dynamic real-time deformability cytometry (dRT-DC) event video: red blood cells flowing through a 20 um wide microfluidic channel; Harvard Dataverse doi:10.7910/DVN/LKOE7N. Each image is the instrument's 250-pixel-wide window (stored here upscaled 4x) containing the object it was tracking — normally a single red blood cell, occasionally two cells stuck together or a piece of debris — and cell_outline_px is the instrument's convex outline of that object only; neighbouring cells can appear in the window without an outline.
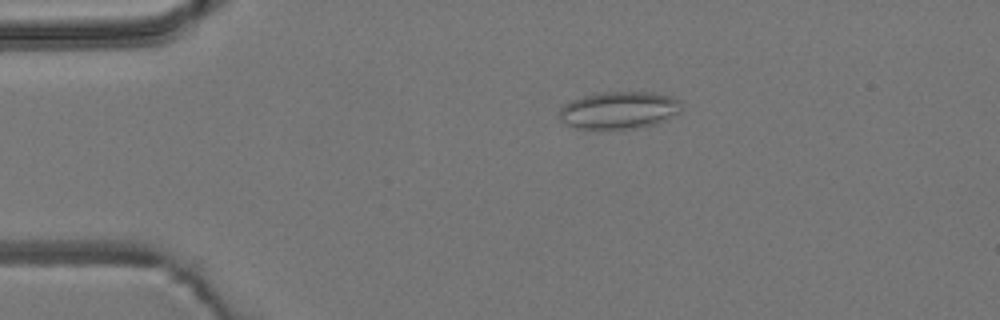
{"species": "common noctule bat (a hibernating species)", "species_latin": "Nyctalus noctula", "temperature_condition": "room temperature", "stored_images_in_passage": 4, "camera_frame_rate_fps": 3000, "um_per_image_px": 0.085, "animal": {"sex": "male", "body_mass_g": 19.2, "forearm_length_mm": 51.8}, "frame": {"image": 1, "passage_image": 1, "time_ms": 0.0, "image_size_px": [1000, 320], "cell_outline_px": [[680, 112], [656, 124], [632, 128], [576, 128], [560, 120], [560, 108], [564, 104], [572, 100], [596, 92], [652, 92], [672, 96], [680, 100]], "centroid_in_image_um": [52.63, 9.34], "position_along_channel_um": 32.4, "area_um2": 26.36}}